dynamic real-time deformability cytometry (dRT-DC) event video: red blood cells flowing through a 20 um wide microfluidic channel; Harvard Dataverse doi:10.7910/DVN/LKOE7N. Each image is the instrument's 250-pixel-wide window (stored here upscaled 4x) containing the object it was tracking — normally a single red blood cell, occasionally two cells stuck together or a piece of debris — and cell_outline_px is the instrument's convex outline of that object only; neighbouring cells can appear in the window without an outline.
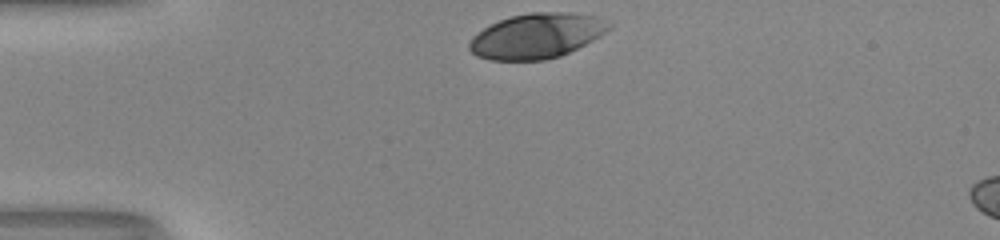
{"species": "human", "species_latin": "Homo sapiens", "temperature_condition": "room temperature", "stored_images_in_passage": 6, "camera_frame_rate_fps": 3000, "um_per_image_px": 0.085, "donor": {"sex": "male"}, "frame": {"image": 1, "passage_image": 1, "time_ms": 0.0, "image_size_px": [1000, 240], "cell_outline_px": [[612, 24], [600, 36], [560, 56], [544, 60], [488, 60], [476, 56], [468, 48], [468, 44], [472, 36], [484, 28], [500, 20], [512, 16], [528, 12], [560, 12], [600, 16], [612, 20]], "centroid_in_image_um": [45.62, 3.04], "position_along_channel_um": 39.4, "area_um2": 36.65}}